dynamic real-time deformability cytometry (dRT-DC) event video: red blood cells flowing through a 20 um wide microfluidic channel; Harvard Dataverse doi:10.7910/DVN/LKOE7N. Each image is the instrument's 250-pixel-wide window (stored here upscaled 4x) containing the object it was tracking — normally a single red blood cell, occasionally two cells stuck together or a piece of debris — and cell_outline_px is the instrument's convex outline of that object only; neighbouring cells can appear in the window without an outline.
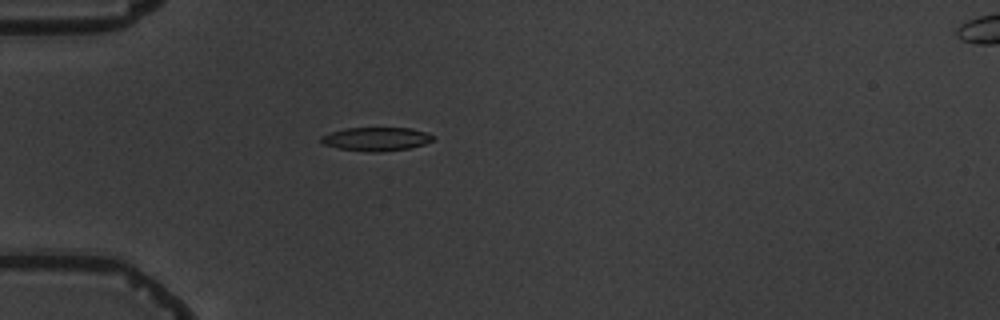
{"species": "common noctule bat (a hibernating species)", "species_latin": "Nyctalus noctula", "temperature_condition": "warm", "stored_images_in_passage": 3, "camera_frame_rate_fps": 3000, "um_per_image_px": 0.085, "animal": {"sex": "male", "body_mass_g": 19.5, "forearm_length_mm": 54.6}, "frame": {"image": 1, "passage_image": 2, "time_ms": 1.333, "image_size_px": [1000, 320], "cell_outline_px": [[436, 136], [432, 140], [424, 144], [408, 148], [380, 152], [372, 152], [336, 148], [324, 144], [320, 140], [320, 136], [344, 128], [412, 128]], "centroid_in_image_um": [31.96, 11.81], "position_along_channel_um": 53.0, "area_um2": 15.32}}